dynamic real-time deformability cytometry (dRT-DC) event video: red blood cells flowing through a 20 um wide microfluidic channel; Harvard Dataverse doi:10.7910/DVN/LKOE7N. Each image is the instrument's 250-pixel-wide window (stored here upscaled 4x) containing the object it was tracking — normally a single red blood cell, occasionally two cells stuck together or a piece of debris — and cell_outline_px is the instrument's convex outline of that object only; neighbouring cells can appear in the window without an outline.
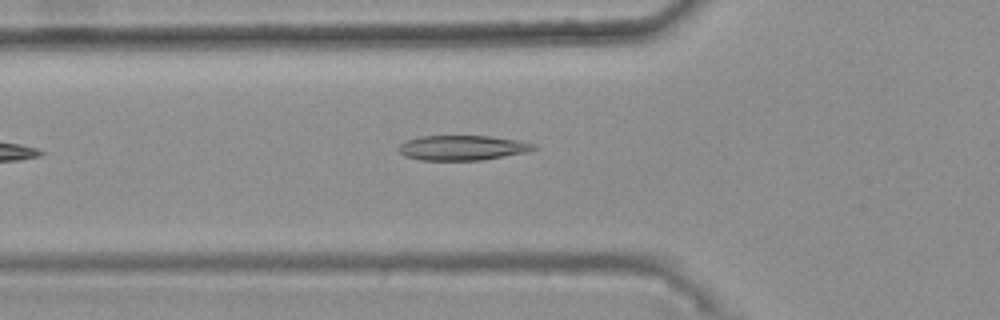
{"species": "common noctule bat (a hibernating species)", "species_latin": "Nyctalus noctula", "temperature_condition": "warm", "stored_images_in_passage": 29, "camera_frame_rate_fps": 3000, "um_per_image_px": 0.085, "animal": {"sex": "female", "body_mass_g": 25.1}, "frame": {"image": 1, "passage_image": 3, "time_ms": 0.667, "image_size_px": [1000, 320], "cell_outline_px": [[540, 148], [528, 152], [480, 160], [420, 160], [404, 156], [396, 148], [400, 144], [408, 140], [420, 136], [492, 136], [520, 140], [536, 144]], "centroid_in_image_um": [39.35, 12.56], "position_along_channel_um": 86.5, "area_um2": 19.83}}
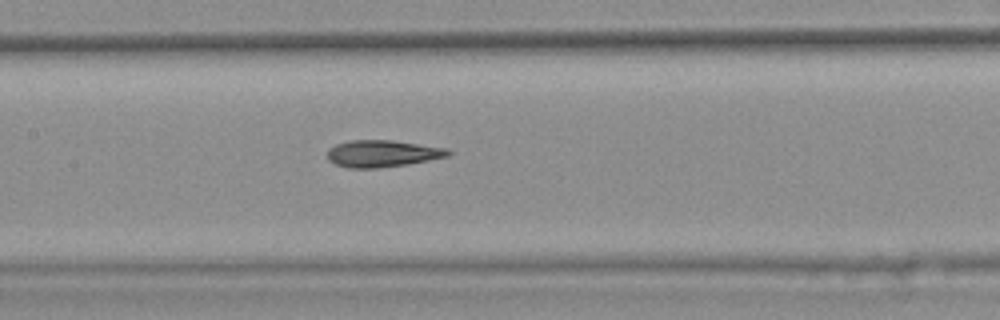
{"frame": {"image": 2, "passage_image": 10, "time_ms": 3.0, "image_size_px": [1000, 320], "cell_outline_px": [[452, 152], [448, 156], [408, 164], [376, 168], [348, 168], [336, 164], [328, 160], [328, 148], [336, 144], [348, 140], [392, 140], [448, 148]], "centroid_in_image_um": [32.49, 13.04], "position_along_channel_um": 174.9, "area_um2": 18.96}}
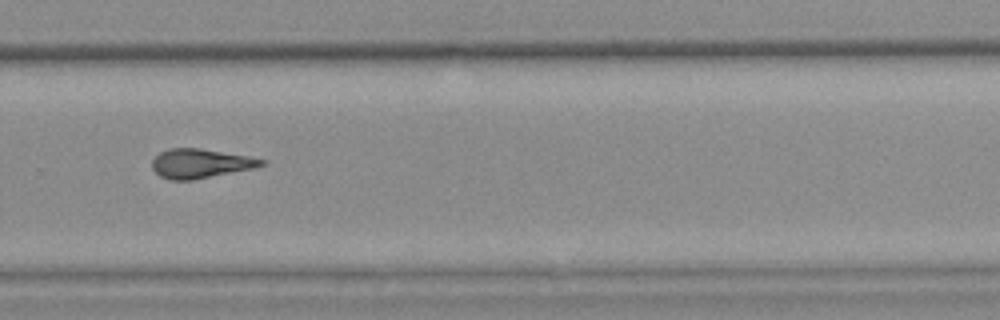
{"frame": {"image": 3, "passage_image": 21, "time_ms": 6.667, "image_size_px": [1000, 320], "cell_outline_px": [[268, 160], [264, 164], [252, 168], [192, 180], [168, 180], [160, 176], [152, 168], [152, 160], [160, 152], [168, 148], [200, 148]], "centroid_in_image_um": [16.98, 13.89], "position_along_channel_um": 312.8, "area_um2": 18.38}, "authors_computed_cell_mechanics": {"area_um2": 18.6116, "velocity_mm_per_s": 3.7672, "shape_relaxation_time_tau1_ms": null, "shape_relaxation_time_tau2_ms": 3.1229, "deformation_change_tau1": null, "deformation_change_tau2": 0.1212}}